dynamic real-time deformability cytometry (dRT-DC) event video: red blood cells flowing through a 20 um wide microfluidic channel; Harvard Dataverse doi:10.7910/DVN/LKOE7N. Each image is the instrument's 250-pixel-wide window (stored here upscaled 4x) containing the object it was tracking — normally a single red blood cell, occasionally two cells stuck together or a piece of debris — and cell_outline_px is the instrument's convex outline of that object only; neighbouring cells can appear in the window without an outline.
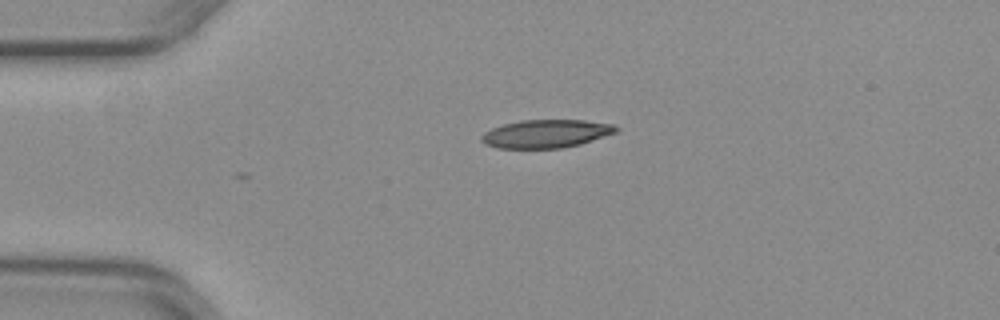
{"species": "common noctule bat (a hibernating species)", "species_latin": "Nyctalus noctula", "temperature_condition": "warm", "stored_images_in_passage": 33, "camera_frame_rate_fps": 3000, "um_per_image_px": 0.085, "animal": {"sex": "female", "body_mass_g": 29.2, "forearm_length_mm": 56.3}, "frame": {"image": 1, "passage_image": 1, "time_ms": 0.0, "image_size_px": [1000, 320], "cell_outline_px": [[620, 128], [616, 132], [580, 144], [560, 148], [496, 148], [484, 144], [480, 140], [480, 136], [484, 132], [492, 128], [504, 124], [520, 120], [584, 120], [616, 124]], "centroid_in_image_um": [46.4, 11.36], "position_along_channel_um": 38.6, "area_um2": 22.2}}
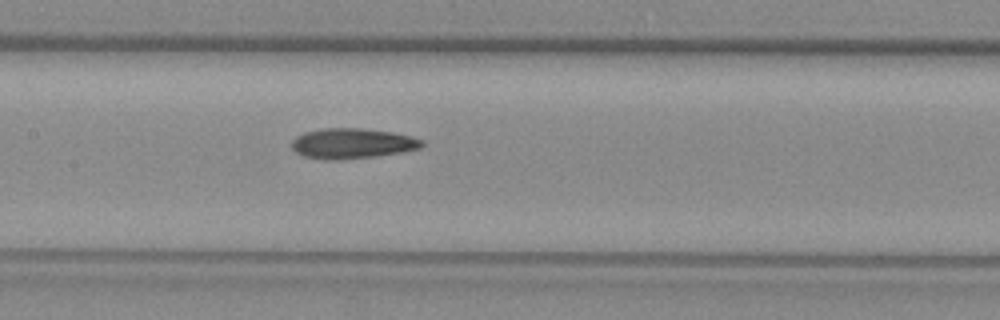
{"frame": {"image": 2, "passage_image": 14, "time_ms": 4.333, "image_size_px": [1000, 320], "cell_outline_px": [[424, 144], [420, 148], [404, 152], [376, 156], [340, 160], [324, 160], [304, 156], [296, 152], [292, 148], [292, 140], [296, 136], [304, 132], [324, 128], [360, 128], [392, 132], [424, 140]], "centroid_in_image_um": [29.93, 12.2], "position_along_channel_um": 177.5, "area_um2": 23.06}}
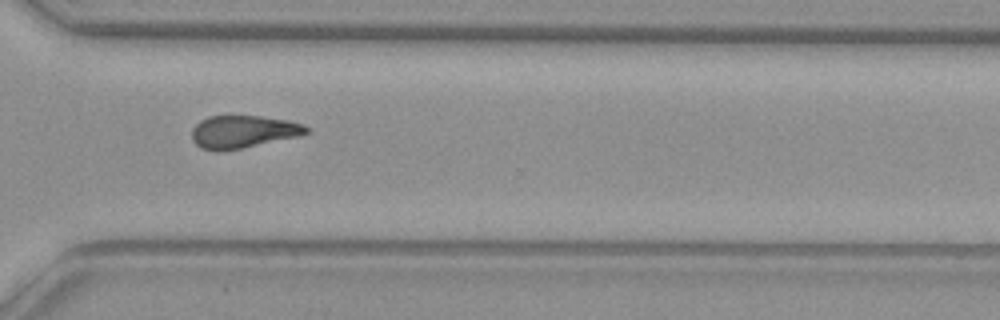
{"frame": {"image": 3, "passage_image": 27, "time_ms": 8.667, "image_size_px": [1000, 320], "cell_outline_px": [[308, 132], [300, 136], [220, 152], [216, 152], [200, 148], [192, 140], [192, 128], [200, 120], [208, 116], [260, 116], [288, 120], [304, 124], [308, 128]], "centroid_in_image_um": [20.63, 11.2], "position_along_channel_um": 350.0, "area_um2": 21.85}, "authors_computed_cell_mechanics": {"area_um2": 22.4264, "velocity_mm_per_s": 3.9922, "shape_relaxation_time_tau1_ms": null, "shape_relaxation_time_tau2_ms": 6.5973, "deformation_change_tau1": null, "deformation_change_tau2": 0.169}}